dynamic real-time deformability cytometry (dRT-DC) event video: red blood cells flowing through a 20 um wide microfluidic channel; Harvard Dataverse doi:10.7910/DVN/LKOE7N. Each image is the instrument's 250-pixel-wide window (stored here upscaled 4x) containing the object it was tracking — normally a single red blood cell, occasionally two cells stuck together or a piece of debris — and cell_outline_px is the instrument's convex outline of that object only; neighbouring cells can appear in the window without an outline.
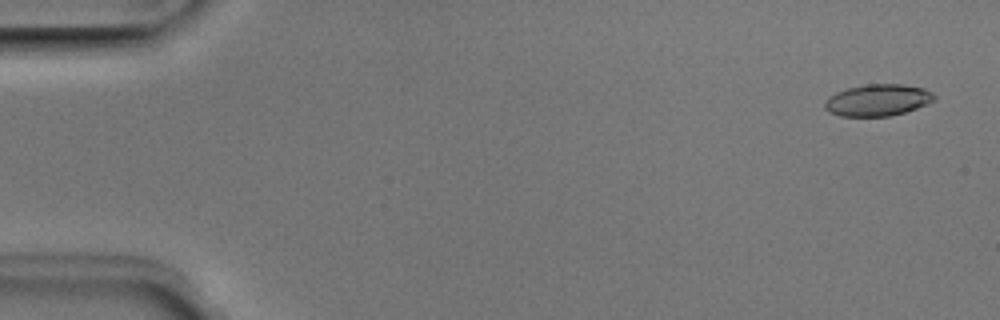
{"species": "Egyptian fruit bat (a non-hibernating species)", "species_latin": "Rousettus aegyptiacus", "temperature_condition": "room temperature", "stored_images_in_passage": 50, "camera_frame_rate_fps": 3000, "um_per_image_px": 0.085, "animal": {"sex": "male"}, "frame": {"image": 1, "passage_image": 2, "time_ms": 0.333, "image_size_px": [1000, 320], "cell_outline_px": [[936, 100], [916, 108], [892, 116], [840, 116], [828, 112], [824, 108], [824, 104], [828, 96], [836, 92], [848, 88], [868, 84], [904, 84], [924, 88], [932, 92], [936, 96]], "centroid_in_image_um": [74.61, 8.51], "position_along_channel_um": 10.4, "area_um2": 20.35}}
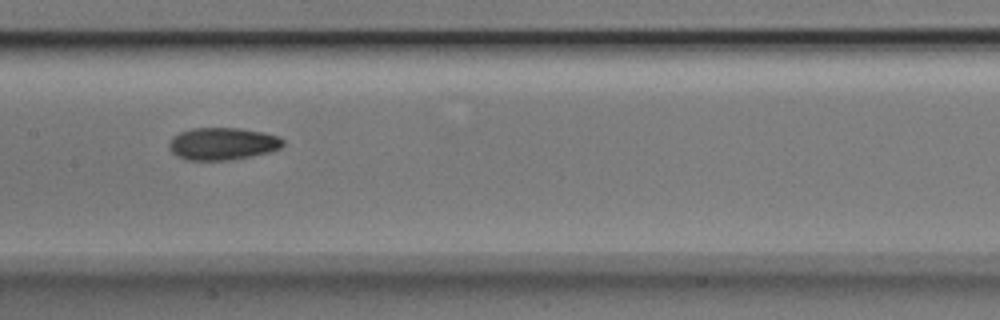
{"frame": {"image": 2, "passage_image": 25, "time_ms": 8.0, "image_size_px": [1000, 320], "cell_outline_px": [[284, 144], [280, 148], [272, 152], [232, 160], [184, 160], [176, 156], [168, 148], [168, 144], [172, 136], [180, 132], [192, 128], [240, 128], [264, 132], [280, 136], [284, 140]], "centroid_in_image_um": [18.92, 12.22], "position_along_channel_um": 188.5, "area_um2": 21.91}}
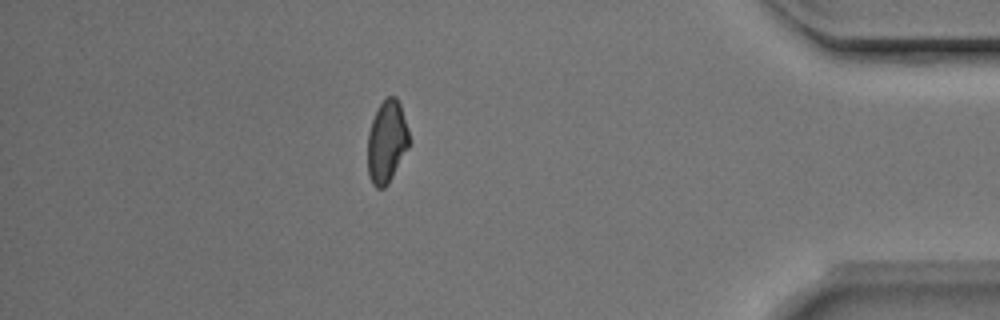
{"frame": {"image": 3, "passage_image": 44, "time_ms": 14.333, "image_size_px": [1000, 320], "cell_outline_px": [[408, 148], [388, 184], [384, 188], [376, 188], [372, 184], [368, 176], [368, 132], [372, 120], [380, 104], [388, 96], [396, 96], [400, 104], [408, 128]], "centroid_in_image_um": [32.86, 12.06], "position_along_channel_um": 402.3, "area_um2": 19.77}, "authors_computed_cell_mechanics": {"area_um2": 20.6057, "velocity_mm_per_s": 4.0288, "shape_relaxation_time_tau1_ms": 7.1719, "shape_relaxation_time_tau2_ms": 5.3228, "deformation_change_tau1": 0.1786, "deformation_change_tau2": 0.1111}}